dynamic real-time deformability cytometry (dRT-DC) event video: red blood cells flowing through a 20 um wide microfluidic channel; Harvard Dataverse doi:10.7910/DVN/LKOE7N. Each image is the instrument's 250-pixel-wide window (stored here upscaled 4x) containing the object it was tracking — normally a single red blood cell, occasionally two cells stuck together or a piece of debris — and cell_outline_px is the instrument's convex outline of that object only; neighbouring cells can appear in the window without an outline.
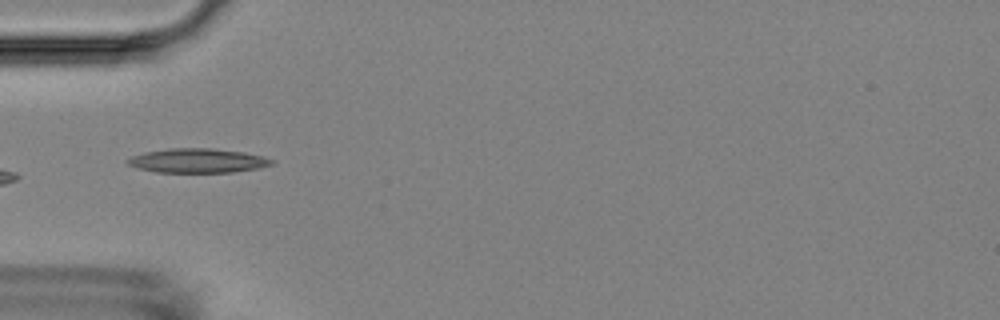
{"species": "Egyptian fruit bat (a non-hibernating species)", "species_latin": "Rousettus aegyptiacus", "temperature_condition": "room temperature", "stored_images_in_passage": 15, "camera_frame_rate_fps": 3000, "um_per_image_px": 0.085, "animal": {"sex": "female"}, "frame": {"image": 1, "passage_image": 5, "time_ms": 5.667, "image_size_px": [1000, 320], "cell_outline_px": [[276, 160], [272, 164], [260, 168], [232, 172], [156, 172], [136, 168], [124, 164], [124, 160], [132, 156], [144, 152], [172, 148], [212, 148], [244, 152], [264, 156]], "centroid_in_image_um": [16.78, 13.65], "position_along_channel_um": 68.2, "area_um2": 20.63}}
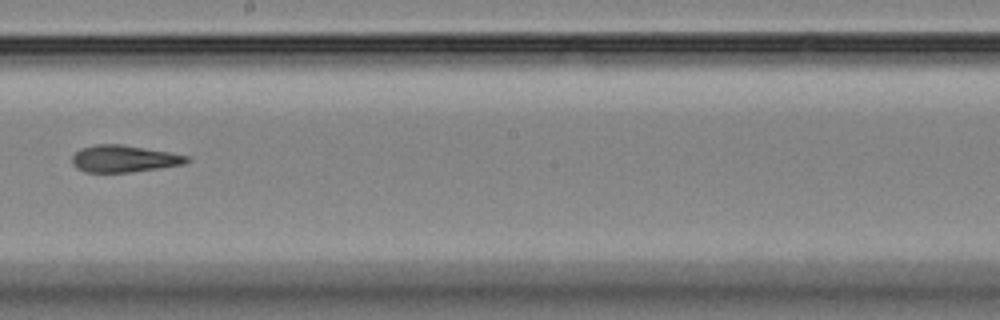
{"frame": {"image": 2, "passage_image": 9, "time_ms": 10.333, "image_size_px": [1000, 320], "cell_outline_px": [[192, 160], [184, 164], [160, 168], [132, 172], [84, 172], [76, 168], [72, 164], [72, 156], [80, 148], [96, 144], [120, 144], [172, 152], [192, 156]], "centroid_in_image_um": [10.58, 13.49], "position_along_channel_um": 237.6, "area_um2": 18.32}}
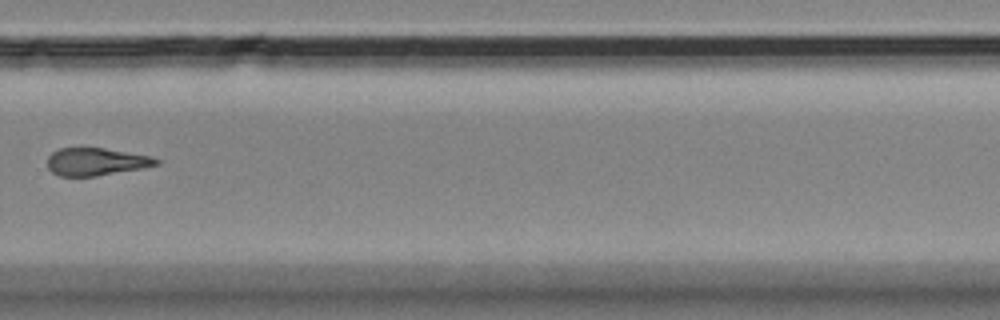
{"frame": {"image": 3, "passage_image": 11, "time_ms": 12.667, "image_size_px": [1000, 320], "cell_outline_px": [[160, 164], [144, 168], [96, 176], [60, 176], [52, 172], [48, 168], [48, 156], [52, 152], [60, 148], [84, 144], [152, 156], [160, 160]], "centroid_in_image_um": [8.16, 13.69], "position_along_channel_um": 321.6, "area_um2": 18.32}, "authors_computed_cell_mechanics": {"area_um2": 18.7272, "velocity_mm_per_s": 3.6243, "shape_relaxation_time_tau1_ms": 6.3869, "shape_relaxation_time_tau2_ms": 3.5485, "deformation_change_tau1": 0.1625, "deformation_change_tau2": 0.1265}}